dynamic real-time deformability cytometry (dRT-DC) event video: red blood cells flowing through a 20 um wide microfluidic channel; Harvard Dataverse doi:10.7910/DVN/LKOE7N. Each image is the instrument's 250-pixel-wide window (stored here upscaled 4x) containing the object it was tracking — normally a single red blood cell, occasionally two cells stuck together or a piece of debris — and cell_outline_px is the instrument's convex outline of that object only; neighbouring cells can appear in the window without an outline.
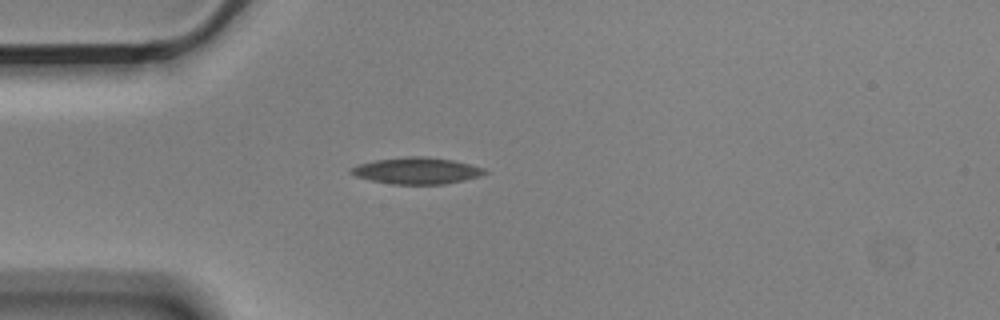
{"species": "Egyptian fruit bat (a non-hibernating species)", "species_latin": "Rousettus aegyptiacus", "temperature_condition": "cold", "stored_images_in_passage": 6, "camera_frame_rate_fps": 3000, "um_per_image_px": 0.085, "animal": {"sex": "male"}, "frame": {"image": 1, "passage_image": 6, "time_ms": 1.667, "image_size_px": [1000, 320], "cell_outline_px": [[488, 172], [480, 176], [464, 180], [444, 184], [392, 184], [372, 180], [356, 176], [348, 172], [348, 168], [360, 164], [376, 160], [404, 156], [428, 156], [452, 160], [484, 168]], "centroid_in_image_um": [35.41, 14.5], "position_along_channel_um": 49.6, "area_um2": 20.63}}